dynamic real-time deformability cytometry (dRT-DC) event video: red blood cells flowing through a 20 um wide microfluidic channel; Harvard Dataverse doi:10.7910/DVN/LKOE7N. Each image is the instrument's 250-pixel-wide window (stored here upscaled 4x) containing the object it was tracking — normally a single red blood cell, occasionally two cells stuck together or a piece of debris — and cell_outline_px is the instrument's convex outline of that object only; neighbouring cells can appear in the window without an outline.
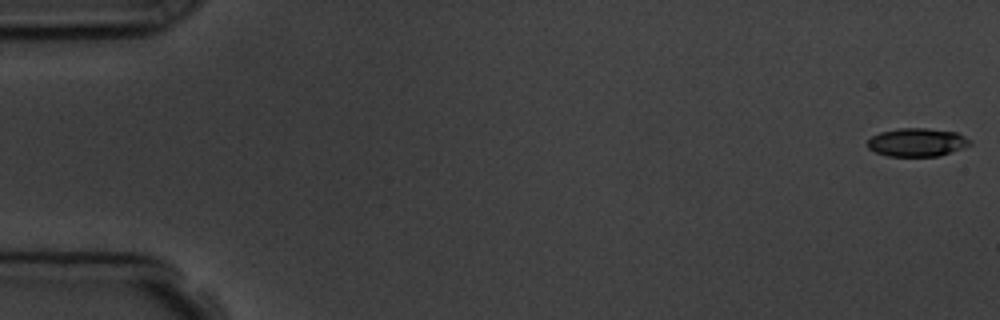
{"species": "common noctule bat (a hibernating species)", "species_latin": "Nyctalus noctula", "temperature_condition": "room temperature", "stored_images_in_passage": 6, "segment_of_instrument_passage": [1, 2], "camera_frame_rate_fps": 3000, "um_per_image_px": 0.085, "animal": {"sex": "male", "body_mass_g": 19.5, "forearm_length_mm": 54.6}, "frame": {"image": 1, "passage_image": 1, "time_ms": 0.0, "image_size_px": [1000, 320], "cell_outline_px": [[972, 144], [940, 156], [888, 156], [876, 152], [868, 148], [868, 140], [872, 136], [880, 132], [900, 128], [928, 128], [956, 132], [972, 140]], "centroid_in_image_um": [77.96, 12.09], "position_along_channel_um": 7.0, "area_um2": 16.88}}